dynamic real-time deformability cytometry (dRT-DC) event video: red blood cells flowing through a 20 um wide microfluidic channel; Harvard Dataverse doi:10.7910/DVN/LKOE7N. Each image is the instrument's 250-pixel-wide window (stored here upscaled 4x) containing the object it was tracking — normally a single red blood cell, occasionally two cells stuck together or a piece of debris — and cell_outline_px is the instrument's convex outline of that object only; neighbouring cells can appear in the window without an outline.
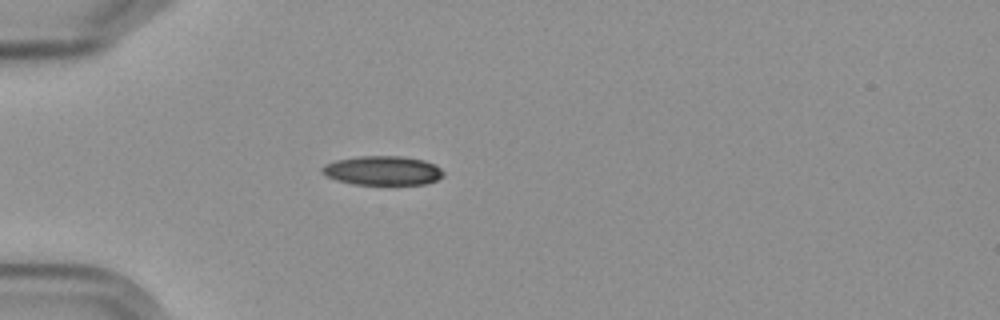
{"species": "Egyptian fruit bat (a non-hibernating species)", "species_latin": "Rousettus aegyptiacus", "temperature_condition": "cold", "stored_images_in_passage": 1, "camera_frame_rate_fps": 3000, "um_per_image_px": 0.085, "frame": {"image": 1, "passage_image": 1, "time_ms": 0.0, "image_size_px": [1000, 320], "cell_outline_px": [[444, 176], [436, 180], [424, 184], [352, 184], [336, 180], [324, 176], [320, 172], [320, 168], [324, 164], [336, 160], [360, 156], [400, 156], [424, 160], [436, 164], [444, 172]], "centroid_in_image_um": [32.49, 14.49], "position_along_channel_um": 52.5, "area_um2": 20.81}}